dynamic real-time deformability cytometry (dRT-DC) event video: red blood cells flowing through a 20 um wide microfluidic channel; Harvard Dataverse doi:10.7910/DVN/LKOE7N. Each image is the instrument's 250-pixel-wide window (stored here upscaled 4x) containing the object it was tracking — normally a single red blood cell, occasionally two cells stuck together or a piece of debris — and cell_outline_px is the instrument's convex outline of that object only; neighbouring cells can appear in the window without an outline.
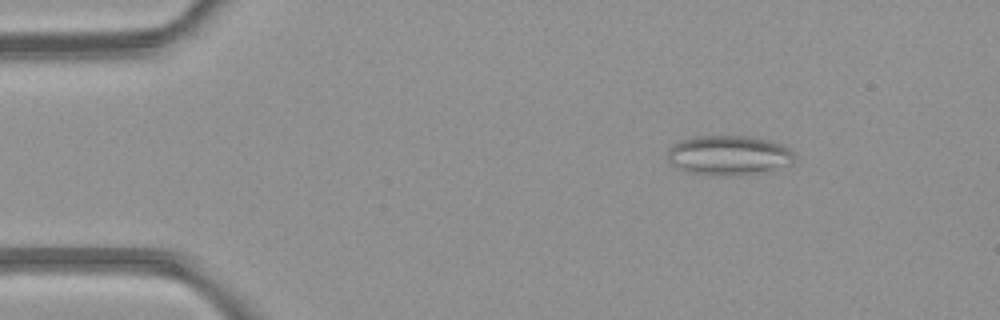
{"species": "common noctule bat (a hibernating species)", "species_latin": "Nyctalus noctula", "temperature_condition": "room temperature", "stored_images_in_passage": 4, "camera_frame_rate_fps": 3000, "um_per_image_px": 0.085, "animal": {"sex": "female", "body_mass_g": 21.9}, "frame": {"image": 1, "passage_image": 2, "time_ms": 1.0, "image_size_px": [1000, 320], "cell_outline_px": [[796, 156], [792, 164], [764, 172], [724, 176], [688, 172], [672, 164], [668, 160], [668, 148], [680, 140], [700, 136], [748, 136], [768, 140], [780, 144], [788, 148]], "centroid_in_image_um": [61.96, 13.2], "position_along_channel_um": 23.0, "area_um2": 29.19}}